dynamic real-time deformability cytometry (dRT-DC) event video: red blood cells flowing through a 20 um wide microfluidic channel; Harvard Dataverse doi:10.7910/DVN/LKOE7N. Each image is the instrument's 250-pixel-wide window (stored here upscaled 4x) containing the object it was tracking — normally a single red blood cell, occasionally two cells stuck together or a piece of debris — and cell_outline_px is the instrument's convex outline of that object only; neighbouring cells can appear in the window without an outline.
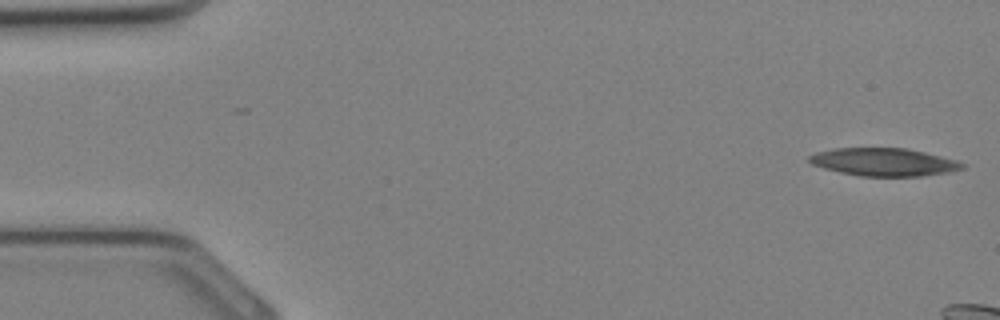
{"species": "Egyptian fruit bat (a non-hibernating species)", "species_latin": "Rousettus aegyptiacus", "temperature_condition": "cold", "stored_images_in_passage": 5, "camera_frame_rate_fps": 3000, "um_per_image_px": 0.085, "animal": {"sex": "female"}, "frame": {"image": 1, "passage_image": 1, "time_ms": 0.0, "image_size_px": [1000, 320], "cell_outline_px": [[968, 164], [964, 168], [948, 172], [920, 176], [860, 176], [840, 172], [824, 168], [812, 164], [808, 160], [808, 156], [816, 152], [832, 148], [908, 148], [956, 160]], "centroid_in_image_um": [75.13, 13.77], "position_along_channel_um": 9.9, "area_um2": 24.85}}